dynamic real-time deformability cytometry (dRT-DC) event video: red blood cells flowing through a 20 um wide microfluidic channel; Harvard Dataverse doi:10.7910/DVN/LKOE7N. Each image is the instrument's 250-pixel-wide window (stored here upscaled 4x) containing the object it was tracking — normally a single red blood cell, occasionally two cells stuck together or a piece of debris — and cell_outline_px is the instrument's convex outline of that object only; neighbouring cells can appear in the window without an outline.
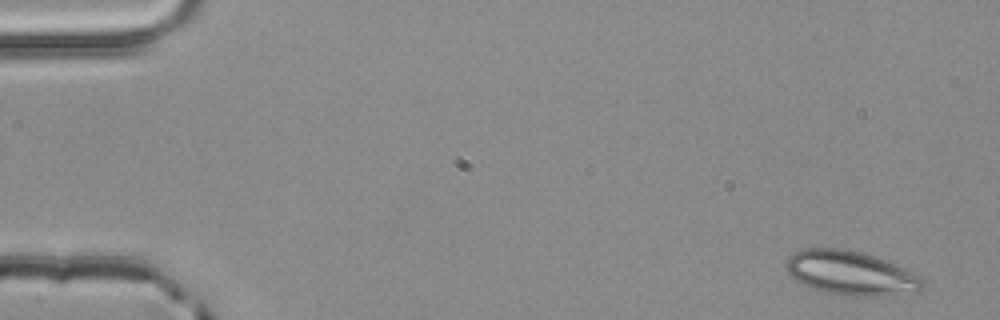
{"species": "common noctule bat (a hibernating species)", "species_latin": "Nyctalus noctula", "temperature_condition": "room temperature", "stored_images_in_passage": 2, "camera_frame_rate_fps": 3000, "um_per_image_px": 0.085, "animal": {"sex": "male", "body_mass_g": 20.4}, "frame": {"image": 1, "passage_image": 2, "time_ms": 0.333, "image_size_px": [1000, 320], "cell_outline_px": [[924, 288], [920, 292], [884, 296], [852, 296], [824, 292], [800, 284], [788, 272], [784, 264], [784, 260], [792, 252], [804, 248], [840, 248], [864, 252], [904, 268], [920, 276], [924, 280]], "centroid_in_image_um": [72.3, 23.21], "position_along_channel_um": 12.7, "area_um2": 35.6}}